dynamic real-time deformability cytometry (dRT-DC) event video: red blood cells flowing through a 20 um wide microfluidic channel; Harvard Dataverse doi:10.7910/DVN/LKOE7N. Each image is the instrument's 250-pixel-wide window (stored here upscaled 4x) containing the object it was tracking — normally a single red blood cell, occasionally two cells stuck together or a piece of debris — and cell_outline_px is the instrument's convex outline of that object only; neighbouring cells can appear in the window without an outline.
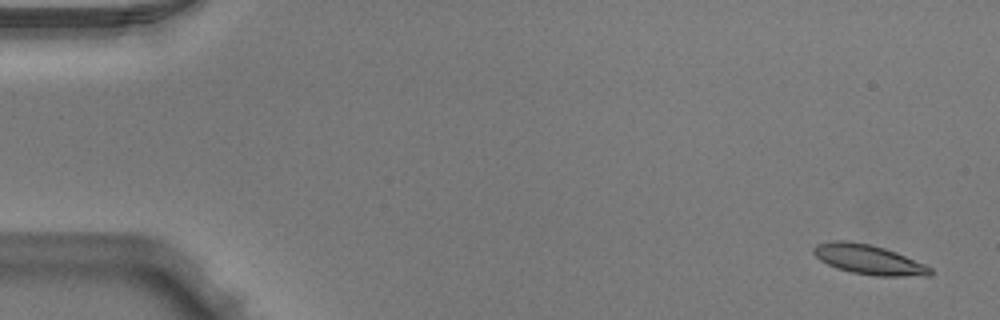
{"species": "Egyptian fruit bat (a non-hibernating species)", "species_latin": "Rousettus aegyptiacus", "temperature_condition": "warm", "stored_images_in_passage": 4, "camera_frame_rate_fps": 3000, "um_per_image_px": 0.085, "animal": {"sex": "male"}, "frame": {"image": 1, "passage_image": 1, "time_ms": 0.0, "image_size_px": [1000, 320], "cell_outline_px": [[932, 276], [876, 276], [852, 272], [836, 268], [820, 260], [812, 252], [812, 248], [816, 244], [832, 240], [848, 240], [868, 244], [884, 248], [896, 252], [924, 264], [932, 268]], "centroid_in_image_um": [73.82, 22.06], "position_along_channel_um": 11.2, "area_um2": 20.23}}
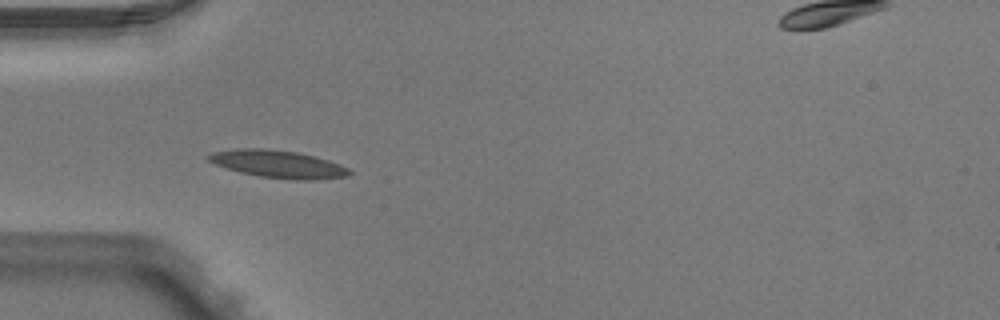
{"frame": {"image": 2, "passage_image": 4, "time_ms": 1.0, "image_size_px": [1000, 320], "cell_outline_px": [[352, 172], [348, 176], [316, 180], [292, 180], [260, 176], [240, 172], [216, 164], [208, 160], [204, 156], [212, 152], [240, 148], [264, 148], [296, 152], [328, 160], [340, 164], [348, 168]], "centroid_in_image_um": [23.64, 13.95], "position_along_channel_um": 61.4, "area_um2": 22.54}}